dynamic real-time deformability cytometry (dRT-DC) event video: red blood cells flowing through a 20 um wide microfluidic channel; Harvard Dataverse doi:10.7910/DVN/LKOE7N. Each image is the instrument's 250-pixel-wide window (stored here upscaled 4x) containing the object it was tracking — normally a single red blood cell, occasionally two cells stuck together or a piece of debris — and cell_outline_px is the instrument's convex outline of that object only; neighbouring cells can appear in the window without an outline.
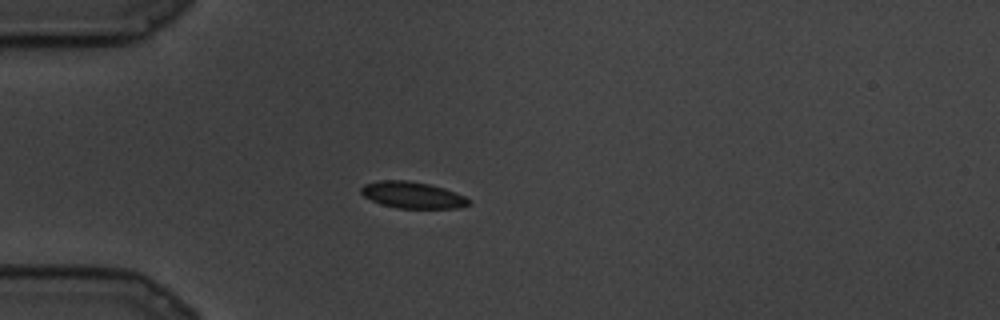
{"species": "common noctule bat (a hibernating species)", "species_latin": "Nyctalus noctula", "temperature_condition": "cold", "stored_images_in_passage": 66, "camera_frame_rate_fps": 3000, "um_per_image_px": 0.085, "animal": {"sex": "male", "body_mass_g": 19.5, "forearm_length_mm": 54.6}, "frame": {"image": 1, "passage_image": 1, "time_ms": 0.0, "image_size_px": [1000, 320], "cell_outline_px": [[472, 204], [460, 208], [396, 208], [372, 200], [364, 196], [360, 192], [360, 188], [364, 184], [380, 180], [408, 180], [428, 184], [444, 188], [464, 196], [472, 200]], "centroid_in_image_um": [35.09, 16.58], "position_along_channel_um": 49.9, "area_um2": 16.65}}
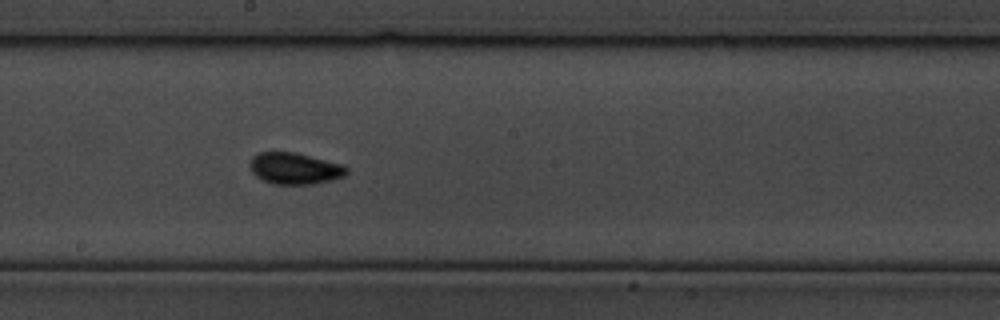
{"frame": {"image": 2, "passage_image": 26, "time_ms": 8.333, "image_size_px": [1000, 320], "cell_outline_px": [[348, 172], [344, 176], [332, 180], [312, 184], [272, 184], [256, 176], [252, 172], [248, 164], [252, 156], [260, 152], [296, 152], [344, 164], [348, 168]], "centroid_in_image_um": [25.06, 14.31], "position_along_channel_um": 223.1, "area_um2": 17.98}}
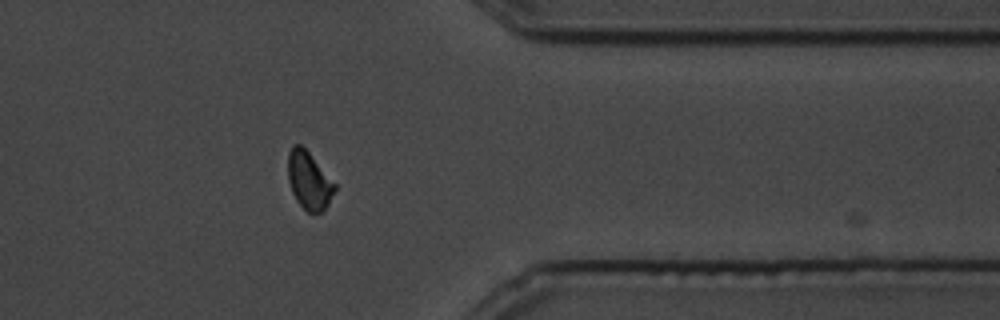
{"frame": {"image": 3, "passage_image": 49, "time_ms": 16.0, "image_size_px": [1000, 320], "cell_outline_px": [[336, 188], [328, 204], [320, 212], [308, 212], [296, 200], [292, 192], [288, 180], [288, 152], [292, 144], [300, 144], [308, 152], [336, 184]], "centroid_in_image_um": [26.24, 15.32], "position_along_channel_um": 385.2, "area_um2": 15.49}}